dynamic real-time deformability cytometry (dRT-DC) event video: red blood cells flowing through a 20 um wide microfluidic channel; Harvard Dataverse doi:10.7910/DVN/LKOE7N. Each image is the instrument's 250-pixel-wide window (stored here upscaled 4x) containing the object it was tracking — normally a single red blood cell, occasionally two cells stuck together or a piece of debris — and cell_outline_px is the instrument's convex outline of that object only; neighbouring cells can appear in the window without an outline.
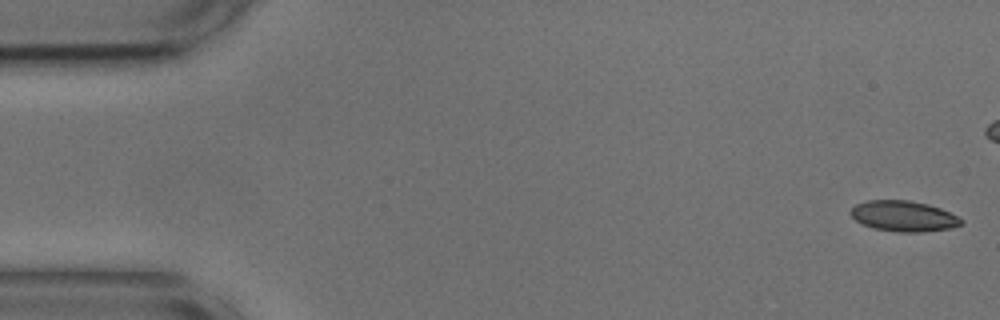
{"species": "common noctule bat (a hibernating species)", "species_latin": "Nyctalus noctula", "temperature_condition": "cold", "stored_images_in_passage": 4, "camera_frame_rate_fps": 3000, "um_per_image_px": 0.085, "animal": {"sex": "male", "body_mass_g": 17.9, "forearm_length_mm": 54.2}, "frame": {"image": 1, "passage_image": 1, "time_ms": 0.0, "image_size_px": [1000, 320], "cell_outline_px": [[964, 224], [952, 228], [924, 232], [896, 232], [872, 228], [856, 220], [848, 212], [856, 204], [868, 200], [908, 200], [928, 204], [940, 208], [964, 220]], "centroid_in_image_um": [76.82, 18.38], "position_along_channel_um": 8.2, "area_um2": 19.83}}